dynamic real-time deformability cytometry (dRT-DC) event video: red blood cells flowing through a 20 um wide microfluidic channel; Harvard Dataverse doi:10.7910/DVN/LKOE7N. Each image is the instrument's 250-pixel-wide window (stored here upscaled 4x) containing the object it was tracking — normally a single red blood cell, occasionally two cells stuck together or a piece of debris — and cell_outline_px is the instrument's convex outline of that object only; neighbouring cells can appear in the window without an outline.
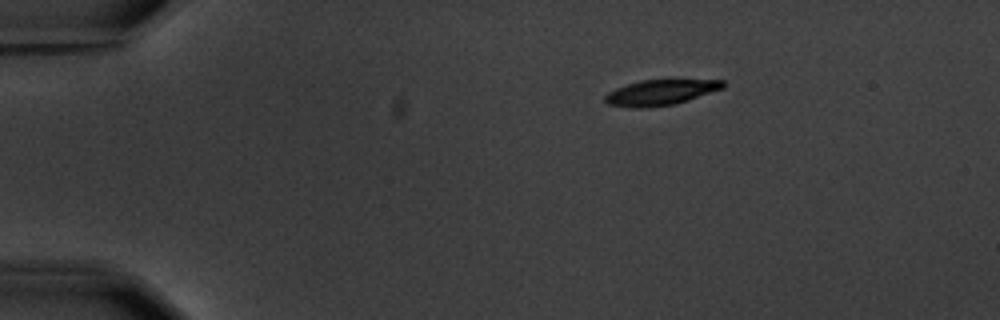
{"species": "common noctule bat (a hibernating species)", "species_latin": "Nyctalus noctula", "temperature_condition": "warm", "stored_images_in_passage": 4, "camera_frame_rate_fps": 3000, "um_per_image_px": 0.085, "animal": {"sex": "male", "body_mass_g": 20.1, "forearm_length_mm": 53.5}, "frame": {"image": 1, "passage_image": 1, "time_ms": 0.0, "image_size_px": [1000, 320], "cell_outline_px": [[728, 84], [724, 88], [688, 100], [672, 104], [644, 108], [632, 108], [608, 104], [604, 100], [604, 96], [608, 92], [616, 88], [640, 80], [724, 80]], "centroid_in_image_um": [56.16, 7.85], "position_along_channel_um": 28.8, "area_um2": 17.46}}
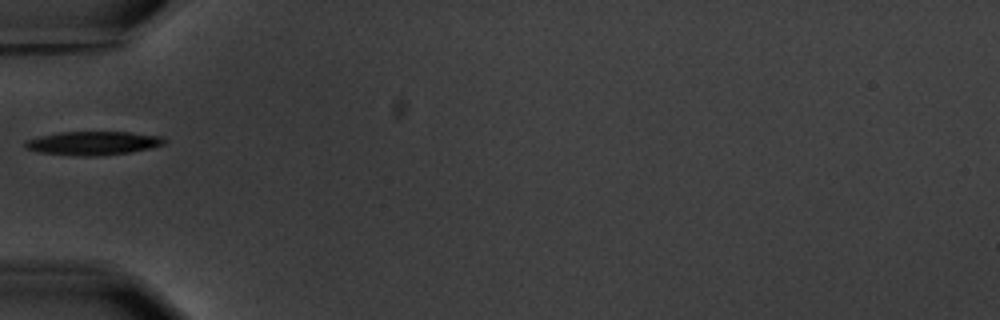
{"frame": {"image": 2, "passage_image": 4, "time_ms": 3.333, "image_size_px": [1000, 320], "cell_outline_px": [[164, 144], [148, 148], [128, 152], [100, 156], [76, 156], [40, 152], [28, 148], [24, 144], [28, 140], [40, 136], [60, 132], [132, 132], [164, 136]], "centroid_in_image_um": [7.94, 12.16], "position_along_channel_um": 77.1, "area_um2": 18.96}}